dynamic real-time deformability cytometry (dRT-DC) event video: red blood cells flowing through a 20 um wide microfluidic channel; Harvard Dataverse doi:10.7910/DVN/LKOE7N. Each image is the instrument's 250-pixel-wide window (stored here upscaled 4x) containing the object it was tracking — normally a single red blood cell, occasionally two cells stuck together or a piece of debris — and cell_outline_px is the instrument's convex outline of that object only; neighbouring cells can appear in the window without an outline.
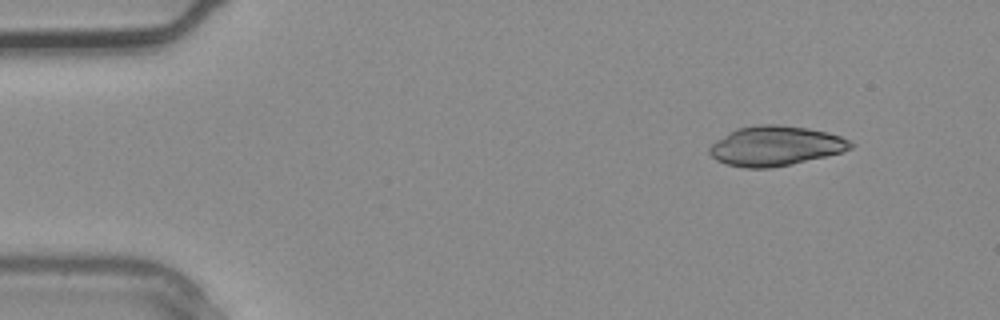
{"species": "common noctule bat (a hibernating species)", "species_latin": "Nyctalus noctula", "temperature_condition": "warm", "stored_images_in_passage": 2, "camera_frame_rate_fps": 3000, "um_per_image_px": 0.085, "animal": {"sex": "male", "body_mass_g": 20.4}, "frame": {"image": 1, "passage_image": 1, "time_ms": 0.0, "image_size_px": [1000, 320], "cell_outline_px": [[856, 144], [852, 148], [840, 152], [792, 164], [772, 168], [744, 168], [724, 164], [716, 160], [708, 152], [708, 148], [716, 140], [728, 132], [736, 128], [760, 124], [776, 124], [808, 128], [828, 132], [852, 140]], "centroid_in_image_um": [65.9, 12.4], "position_along_channel_um": 19.1, "area_um2": 32.95}}